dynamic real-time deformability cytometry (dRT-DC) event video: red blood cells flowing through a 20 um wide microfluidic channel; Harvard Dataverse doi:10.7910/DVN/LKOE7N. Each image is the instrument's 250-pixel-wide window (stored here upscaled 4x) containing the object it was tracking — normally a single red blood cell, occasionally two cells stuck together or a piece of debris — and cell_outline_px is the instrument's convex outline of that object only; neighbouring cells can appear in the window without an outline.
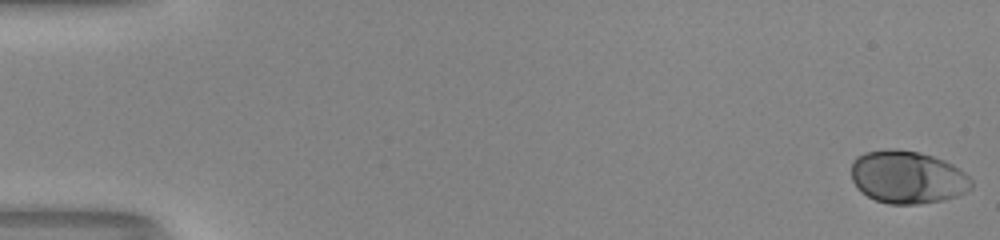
{"species": "human", "species_latin": "Homo sapiens", "temperature_condition": "room temperature", "stored_images_in_passage": 54, "camera_frame_rate_fps": 3000, "um_per_image_px": 0.085, "donor": {"sex": "male"}, "frame": {"image": 1, "passage_image": 1, "time_ms": 0.0, "image_size_px": [1000, 240], "cell_outline_px": [[972, 188], [956, 196], [944, 200], [920, 204], [888, 204], [876, 200], [860, 192], [856, 188], [852, 180], [852, 160], [856, 156], [864, 152], [892, 148], [896, 148], [920, 152], [944, 160], [960, 168], [972, 180]], "centroid_in_image_um": [77.12, 15.05], "position_along_channel_um": 7.9, "area_um2": 37.34}}
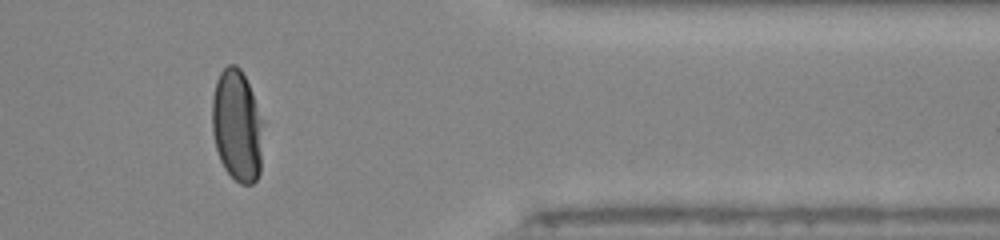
{"frame": {"image": 2, "passage_image": 45, "time_ms": 14.667, "image_size_px": [1000, 240], "cell_outline_px": [[260, 172], [256, 180], [252, 184], [240, 184], [224, 168], [220, 160], [216, 148], [212, 132], [212, 96], [216, 80], [220, 72], [228, 64], [236, 64], [240, 68], [252, 92], [260, 120]], "centroid_in_image_um": [20.09, 10.67], "position_along_channel_um": 391.3, "area_um2": 32.54}}
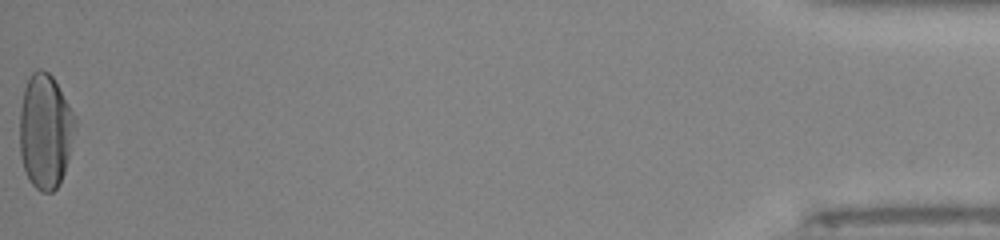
{"frame": {"image": 3, "passage_image": 54, "time_ms": 17.667, "image_size_px": [1000, 240], "cell_outline_px": [[76, 124], [64, 172], [60, 184], [52, 192], [40, 192], [32, 184], [24, 168], [20, 156], [20, 108], [24, 88], [32, 72], [36, 68], [40, 68], [48, 72], [52, 76], [76, 116]], "centroid_in_image_um": [3.84, 11.14], "position_along_channel_um": 431.4, "area_um2": 36.93}, "authors_computed_cell_mechanics": {"area_um2": 35.3447, "velocity_mm_per_s": 3.9841, "shape_relaxation_time_tau1_ms": 3.1736, "shape_relaxation_time_tau2_ms": null, "deformation_change_tau1": 0.1523, "deformation_change_tau2": null}}